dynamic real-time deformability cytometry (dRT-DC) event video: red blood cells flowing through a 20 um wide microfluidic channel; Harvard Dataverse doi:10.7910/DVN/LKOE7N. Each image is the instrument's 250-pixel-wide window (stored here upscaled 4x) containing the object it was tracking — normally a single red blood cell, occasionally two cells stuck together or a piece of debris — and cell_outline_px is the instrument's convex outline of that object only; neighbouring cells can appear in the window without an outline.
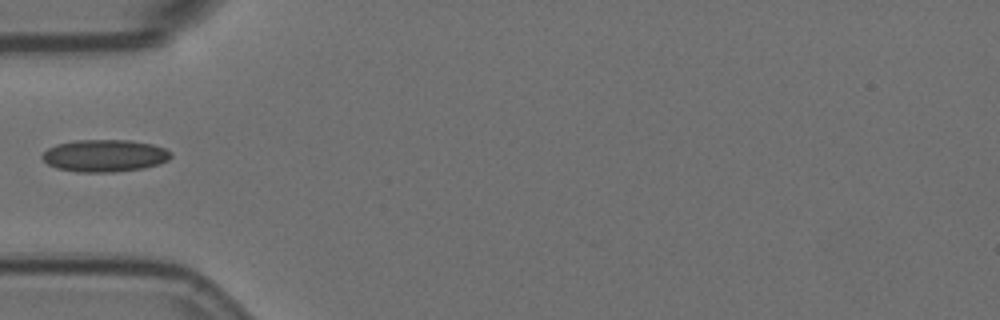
{"species": "Egyptian fruit bat (a non-hibernating species)", "species_latin": "Rousettus aegyptiacus", "temperature_condition": "room temperature", "stored_images_in_passage": 2, "camera_frame_rate_fps": 3000, "um_per_image_px": 0.085, "animal": {"sex": "female"}, "frame": {"image": 1, "passage_image": 1, "time_ms": 0.0, "image_size_px": [1000, 320], "cell_outline_px": [[172, 156], [168, 160], [160, 164], [144, 168], [116, 172], [76, 172], [56, 168], [48, 164], [40, 156], [48, 148], [56, 144], [76, 140], [132, 140], [152, 144], [164, 148], [172, 152]], "centroid_in_image_um": [8.91, 13.23], "position_along_channel_um": 76.1, "area_um2": 24.39}}